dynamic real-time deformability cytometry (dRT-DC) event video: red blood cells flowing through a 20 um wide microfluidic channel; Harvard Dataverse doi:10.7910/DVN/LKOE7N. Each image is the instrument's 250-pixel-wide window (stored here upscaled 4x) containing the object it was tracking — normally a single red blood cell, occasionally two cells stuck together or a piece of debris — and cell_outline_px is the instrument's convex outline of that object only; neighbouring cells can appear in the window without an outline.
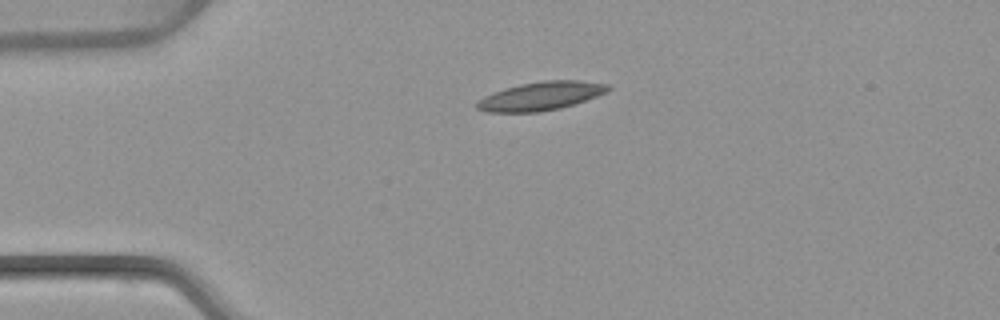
{"species": "common noctule bat (a hibernating species)", "species_latin": "Nyctalus noctula", "temperature_condition": "warm", "stored_images_in_passage": 3, "camera_frame_rate_fps": 3000, "um_per_image_px": 0.085, "animal": {"sex": "female", "body_mass_g": 22.7, "forearm_length_mm": 54.2}, "frame": {"image": 1, "passage_image": 1, "time_ms": 0.0, "image_size_px": [1000, 320], "cell_outline_px": [[612, 88], [608, 92], [560, 108], [540, 112], [484, 112], [476, 108], [476, 100], [492, 92], [504, 88], [520, 84], [544, 80], [580, 80], [608, 84]], "centroid_in_image_um": [45.93, 8.16], "position_along_channel_um": 39.1, "area_um2": 21.91}}